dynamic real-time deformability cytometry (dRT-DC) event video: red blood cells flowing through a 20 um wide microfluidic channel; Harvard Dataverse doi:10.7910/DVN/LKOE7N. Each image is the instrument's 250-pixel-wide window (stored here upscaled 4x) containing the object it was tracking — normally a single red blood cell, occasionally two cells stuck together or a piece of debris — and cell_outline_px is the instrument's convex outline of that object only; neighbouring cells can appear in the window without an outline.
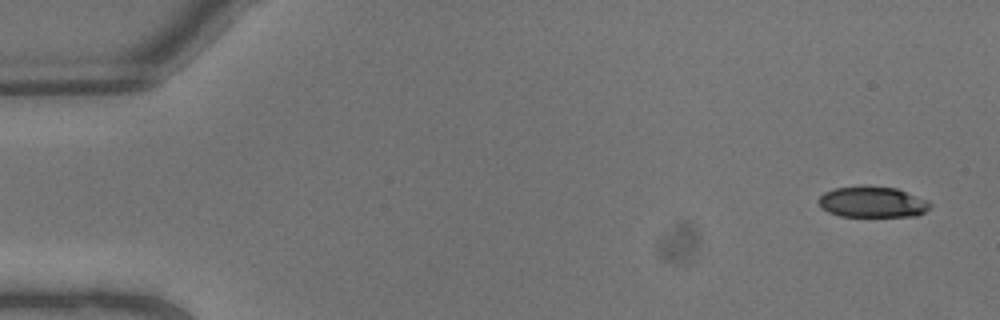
{"species": "common noctule bat (a hibernating species)", "species_latin": "Nyctalus noctula", "temperature_condition": "warm", "stored_images_in_passage": 9, "camera_frame_rate_fps": 3000, "um_per_image_px": 0.085, "animal": {"sex": "male", "body_mass_g": 13.3}, "frame": {"image": 1, "passage_image": 1, "time_ms": 0.0, "image_size_px": [1000, 320], "cell_outline_px": [[932, 204], [924, 212], [916, 216], [840, 216], [828, 212], [816, 200], [824, 192], [836, 188], [896, 188], [928, 200]], "centroid_in_image_um": [74.17, 17.2], "position_along_channel_um": 10.8, "area_um2": 19.42}}
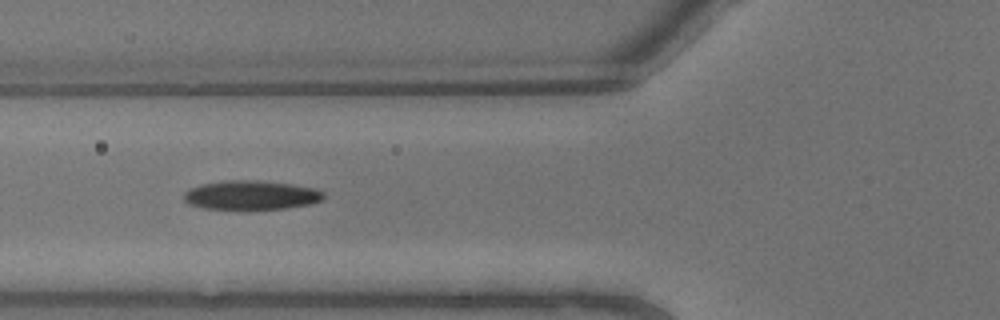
{"frame": {"image": 2, "passage_image": 8, "time_ms": 2.333, "image_size_px": [1000, 320], "cell_outline_px": [[324, 200], [312, 204], [288, 208], [248, 212], [204, 208], [188, 204], [184, 200], [184, 192], [188, 188], [200, 184], [224, 180], [256, 180], [292, 184], [316, 188], [324, 192]], "centroid_in_image_um": [21.34, 16.62], "position_along_channel_um": 104.5, "area_um2": 24.97}}
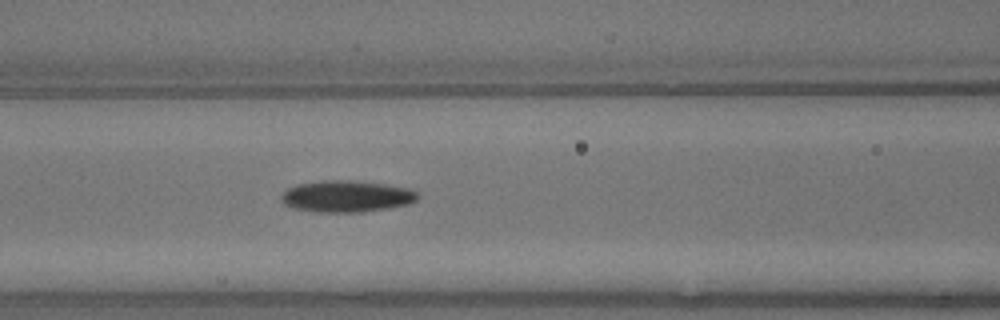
{"frame": {"image": 3, "passage_image": 9, "time_ms": 2.667, "image_size_px": [1000, 320], "cell_outline_px": [[420, 196], [416, 200], [408, 204], [388, 208], [360, 212], [316, 212], [296, 208], [284, 204], [280, 200], [280, 196], [288, 188], [296, 184], [320, 180], [352, 180], [384, 184], [412, 188], [420, 192]], "centroid_in_image_um": [29.48, 16.67], "position_along_channel_um": 137.1, "area_um2": 25.37}}